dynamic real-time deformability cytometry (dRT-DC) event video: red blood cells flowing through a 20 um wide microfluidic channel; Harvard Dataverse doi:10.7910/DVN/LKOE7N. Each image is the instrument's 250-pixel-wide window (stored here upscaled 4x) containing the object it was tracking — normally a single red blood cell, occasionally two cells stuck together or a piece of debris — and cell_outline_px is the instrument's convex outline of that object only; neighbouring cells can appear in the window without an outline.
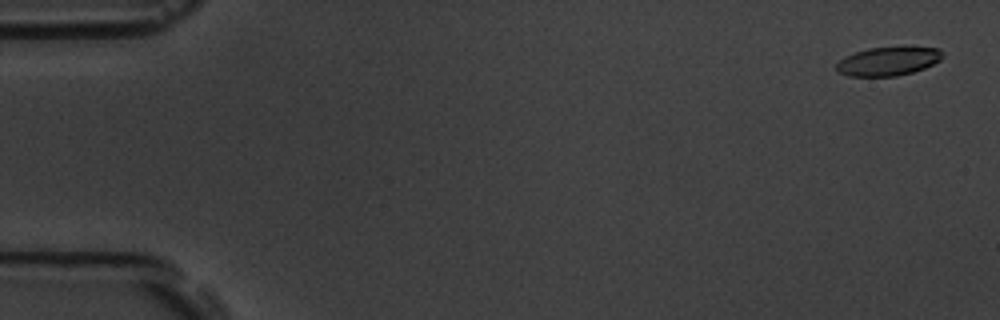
{"species": "common noctule bat (a hibernating species)", "species_latin": "Nyctalus noctula", "temperature_condition": "room temperature", "stored_images_in_passage": 13, "camera_frame_rate_fps": 3000, "um_per_image_px": 0.085, "animal": {"sex": "male", "body_mass_g": 19.5, "forearm_length_mm": 54.6}, "frame": {"image": 1, "passage_image": 1, "time_ms": 0.0, "image_size_px": [1000, 320], "cell_outline_px": [[944, 56], [940, 60], [924, 68], [912, 72], [896, 76], [848, 76], [836, 72], [836, 64], [844, 56], [868, 48], [940, 48]], "centroid_in_image_um": [75.45, 5.22], "position_along_channel_um": 9.6, "area_um2": 17.51}}
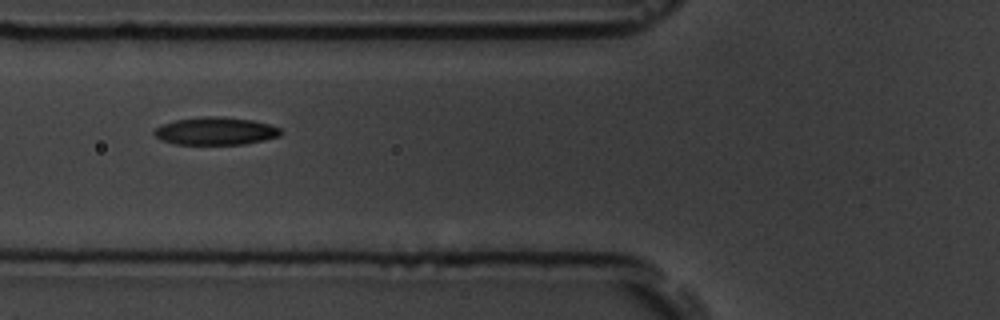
{"frame": {"image": 2, "passage_image": 6, "time_ms": 6.667, "image_size_px": [1000, 320], "cell_outline_px": [[284, 132], [280, 136], [264, 140], [244, 144], [176, 144], [160, 140], [152, 132], [156, 128], [164, 124], [176, 120], [204, 116], [220, 116], [252, 120], [268, 124], [280, 128]], "centroid_in_image_um": [18.35, 11.14], "position_along_channel_um": 107.5, "area_um2": 20.4}}
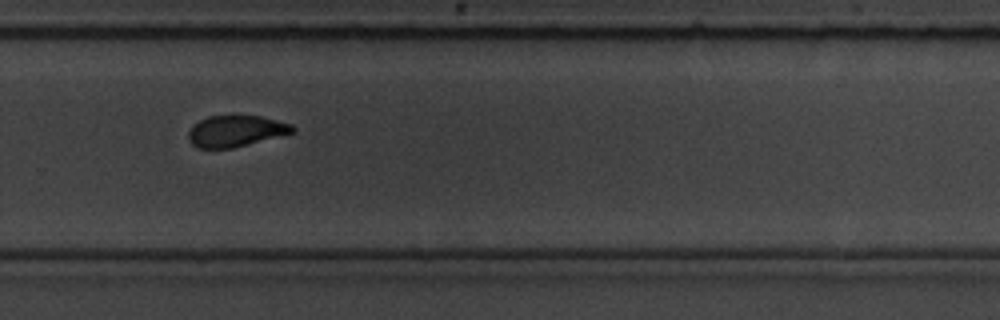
{"frame": {"image": 3, "passage_image": 11, "time_ms": 12.333, "image_size_px": [1000, 320], "cell_outline_px": [[296, 132], [232, 148], [196, 148], [188, 140], [188, 132], [192, 124], [208, 116], [260, 116], [292, 124], [296, 128]], "centroid_in_image_um": [20.03, 11.14], "position_along_channel_um": 309.8, "area_um2": 19.02}, "authors_computed_cell_mechanics": {"area_um2": 19.941, "velocity_mm_per_s": 3.581, "shape_relaxation_time_tau1_ms": 4.497, "shape_relaxation_time_tau2_ms": 2.0755, "deformation_change_tau1": 0.1292, "deformation_change_tau2": 0.0722}}